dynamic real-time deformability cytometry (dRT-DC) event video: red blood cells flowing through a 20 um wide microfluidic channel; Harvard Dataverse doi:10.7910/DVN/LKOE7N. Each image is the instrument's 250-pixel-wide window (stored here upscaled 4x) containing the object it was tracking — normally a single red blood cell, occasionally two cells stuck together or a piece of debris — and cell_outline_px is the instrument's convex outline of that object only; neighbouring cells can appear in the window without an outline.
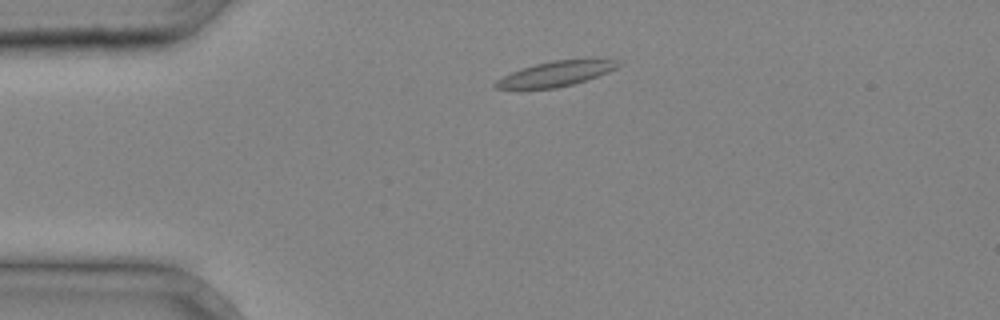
{"species": "common noctule bat (a hibernating species)", "species_latin": "Nyctalus noctula", "temperature_condition": "cold", "stored_images_in_passage": 2, "camera_frame_rate_fps": 3000, "um_per_image_px": 0.085, "animal": {"sex": "male", "body_mass_g": 20.4}, "frame": {"image": 1, "passage_image": 2, "time_ms": 0.333, "image_size_px": [1000, 320], "cell_outline_px": [[620, 64], [616, 68], [608, 72], [572, 84], [556, 88], [496, 88], [492, 84], [496, 80], [512, 72], [536, 64], [552, 60], [596, 56], [616, 60]], "centroid_in_image_um": [47.35, 6.21], "position_along_channel_um": 37.7, "area_um2": 18.09}}